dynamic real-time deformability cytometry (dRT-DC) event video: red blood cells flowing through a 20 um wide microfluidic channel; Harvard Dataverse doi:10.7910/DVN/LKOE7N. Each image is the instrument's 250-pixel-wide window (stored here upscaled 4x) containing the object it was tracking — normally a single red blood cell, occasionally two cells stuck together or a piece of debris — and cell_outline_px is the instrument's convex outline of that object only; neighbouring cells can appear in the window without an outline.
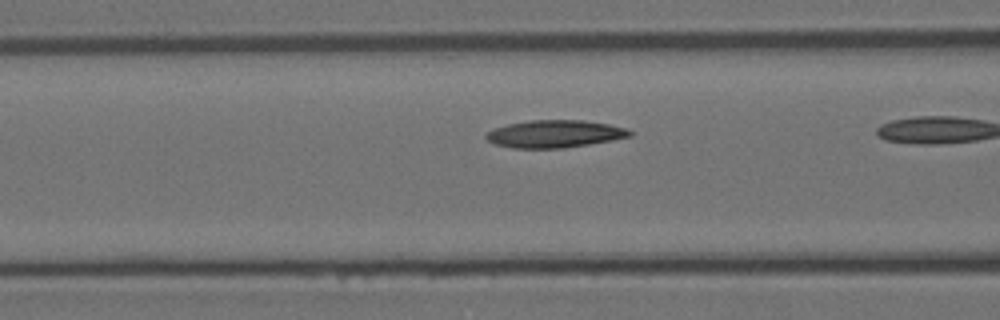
{"species": "Egyptian fruit bat (a non-hibernating species)", "species_latin": "Rousettus aegyptiacus", "temperature_condition": "room temperature", "stored_images_in_passage": 8, "camera_frame_rate_fps": 3000, "um_per_image_px": 0.085, "animal": {"sex": "female"}, "frame": {"image": 1, "passage_image": 7, "time_ms": 2.0, "image_size_px": [1000, 320], "cell_outline_px": [[632, 136], [612, 140], [564, 148], [512, 148], [496, 144], [488, 140], [484, 136], [492, 128], [508, 124], [528, 120], [584, 120], [608, 124], [624, 128], [632, 132]], "centroid_in_image_um": [47.12, 11.37], "position_along_channel_um": 119.5, "area_um2": 22.95}}